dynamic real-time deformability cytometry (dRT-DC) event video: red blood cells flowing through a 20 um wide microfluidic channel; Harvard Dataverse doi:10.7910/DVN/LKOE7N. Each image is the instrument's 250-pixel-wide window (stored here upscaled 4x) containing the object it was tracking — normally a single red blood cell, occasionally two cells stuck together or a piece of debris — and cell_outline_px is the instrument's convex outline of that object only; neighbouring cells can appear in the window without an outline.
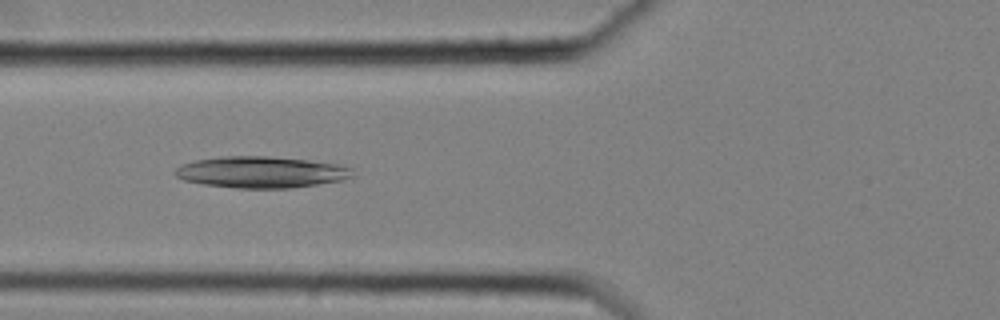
{"species": "common noctule bat (a hibernating species)", "species_latin": "Nyctalus noctula", "temperature_condition": "cold", "stored_images_in_passage": 47, "camera_frame_rate_fps": 3000, "um_per_image_px": 0.085, "animal": {"sex": "female", "body_mass_g": 25.1}, "frame": {"image": 1, "passage_image": 12, "time_ms": 3.667, "image_size_px": [1000, 320], "cell_outline_px": [[356, 176], [340, 180], [316, 184], [288, 188], [236, 188], [204, 184], [184, 180], [176, 176], [172, 172], [180, 164], [196, 160], [220, 156], [268, 156], [308, 160], [340, 164], [352, 168]], "centroid_in_image_um": [22.19, 14.62], "position_along_channel_um": 103.6, "area_um2": 32.6}}
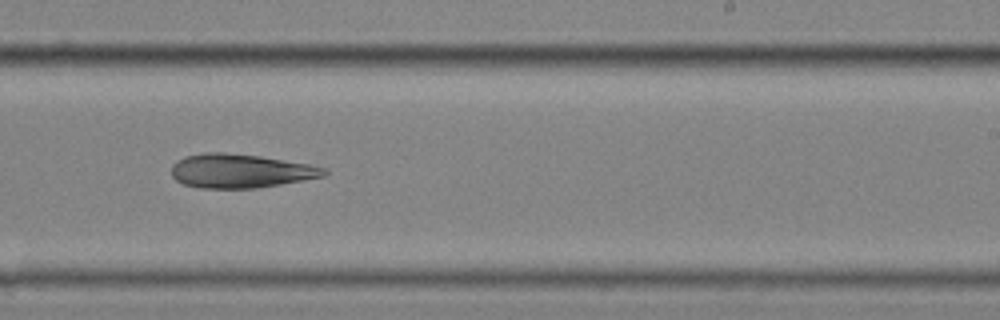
{"frame": {"image": 2, "passage_image": 26, "time_ms": 8.333, "image_size_px": [1000, 320], "cell_outline_px": [[328, 172], [324, 176], [280, 184], [256, 188], [200, 188], [184, 184], [176, 180], [172, 176], [172, 164], [176, 160], [184, 156], [204, 152], [224, 152], [260, 156], [308, 164], [328, 168]], "centroid_in_image_um": [20.41, 14.52], "position_along_channel_um": 268.6, "area_um2": 30.17}}
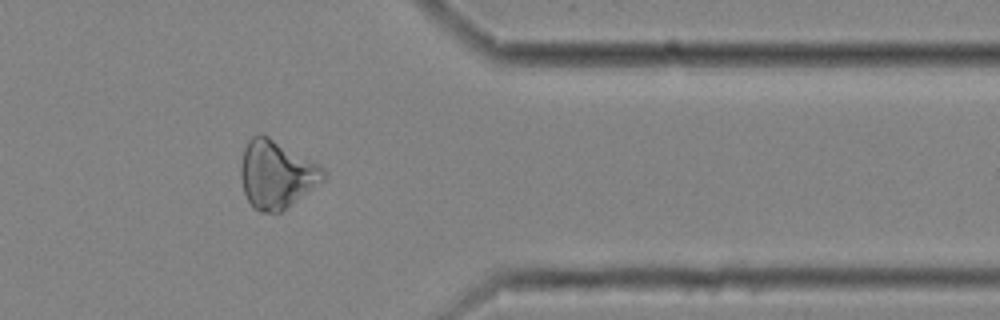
{"frame": {"image": 3, "passage_image": 37, "time_ms": 12.0, "image_size_px": [1000, 320], "cell_outline_px": [[328, 172], [324, 180], [280, 212], [260, 212], [252, 208], [244, 192], [240, 176], [240, 168], [244, 148], [248, 140], [252, 136], [260, 132], [268, 136], [320, 164]], "centroid_in_image_um": [23.49, 14.8], "position_along_channel_um": 387.9, "area_um2": 32.77}}